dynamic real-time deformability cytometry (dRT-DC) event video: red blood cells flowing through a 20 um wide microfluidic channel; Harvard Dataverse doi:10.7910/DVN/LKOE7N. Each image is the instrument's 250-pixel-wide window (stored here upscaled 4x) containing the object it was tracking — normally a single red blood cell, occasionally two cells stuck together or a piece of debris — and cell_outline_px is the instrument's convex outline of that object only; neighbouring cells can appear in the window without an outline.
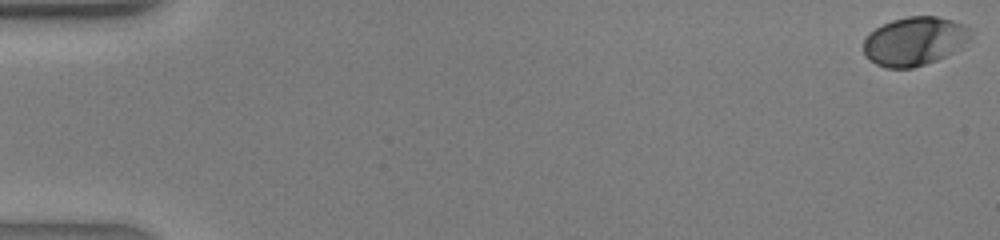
{"species": "human", "species_latin": "Homo sapiens", "temperature_condition": "warm", "stored_images_in_passage": 43, "camera_frame_rate_fps": 3000, "um_per_image_px": 0.085, "donor": {"sex": "male"}, "frame": {"image": 1, "passage_image": 1, "time_ms": 0.0, "image_size_px": [1000, 240], "cell_outline_px": [[968, 36], [952, 52], [936, 60], [912, 68], [884, 68], [876, 64], [864, 52], [864, 36], [868, 32], [892, 20], [908, 16], [936, 16], [952, 20], [964, 24], [968, 28]], "centroid_in_image_um": [77.65, 3.49], "position_along_channel_um": 7.4, "area_um2": 29.71}}
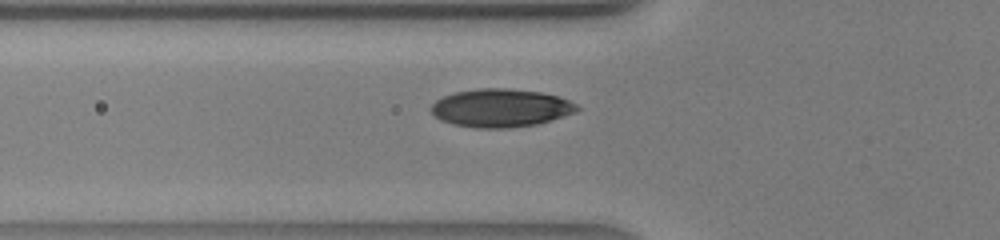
{"frame": {"image": 2, "passage_image": 16, "time_ms": 5.0, "image_size_px": [1000, 240], "cell_outline_px": [[580, 108], [576, 112], [552, 120], [536, 124], [508, 128], [476, 128], [452, 124], [440, 120], [428, 108], [436, 100], [444, 96], [456, 92], [480, 88], [508, 88], [540, 92], [556, 96], [568, 100], [576, 104]], "centroid_in_image_um": [42.54, 9.18], "position_along_channel_um": 83.3, "area_um2": 32.43}}
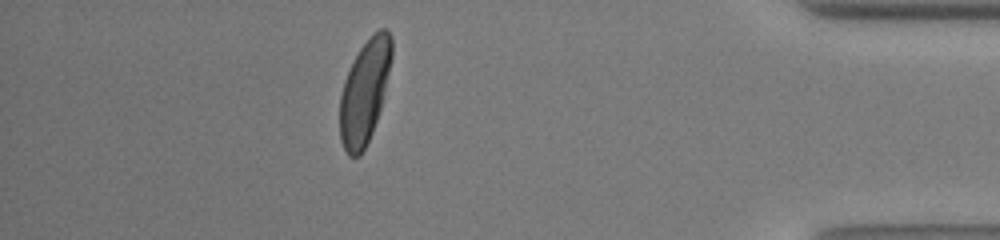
{"frame": {"image": 3, "passage_image": 38, "time_ms": 12.333, "image_size_px": [1000, 240], "cell_outline_px": [[392, 56], [380, 108], [372, 132], [360, 156], [348, 156], [340, 140], [340, 96], [344, 80], [360, 48], [372, 32], [380, 28], [388, 28], [392, 36]], "centroid_in_image_um": [30.99, 7.75], "position_along_channel_um": 404.2, "area_um2": 30.92}}